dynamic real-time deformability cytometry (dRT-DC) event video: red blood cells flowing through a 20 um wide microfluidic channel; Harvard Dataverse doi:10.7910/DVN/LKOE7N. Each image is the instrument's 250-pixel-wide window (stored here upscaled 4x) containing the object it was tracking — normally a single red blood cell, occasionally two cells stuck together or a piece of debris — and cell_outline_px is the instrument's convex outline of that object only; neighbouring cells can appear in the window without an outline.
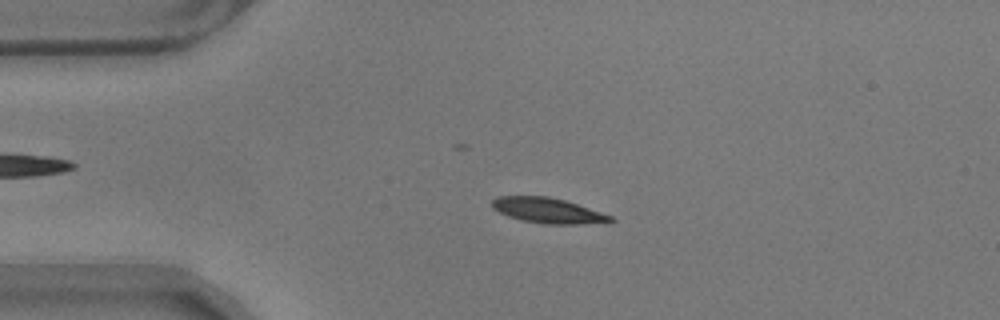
{"species": "common noctule bat (a hibernating species)", "species_latin": "Nyctalus noctula", "temperature_condition": "warm", "stored_images_in_passage": 56, "camera_frame_rate_fps": 3000, "um_per_image_px": 0.085, "animal": {"sex": "male", "body_mass_g": 17.9}, "frame": {"image": 1, "passage_image": 12, "time_ms": 3.667, "image_size_px": [1000, 320], "cell_outline_px": [[616, 220], [612, 224], [544, 224], [524, 220], [508, 216], [492, 208], [492, 200], [496, 196], [548, 196], [564, 200], [612, 216]], "centroid_in_image_um": [46.64, 17.91], "position_along_channel_um": 38.4, "area_um2": 17.57}}
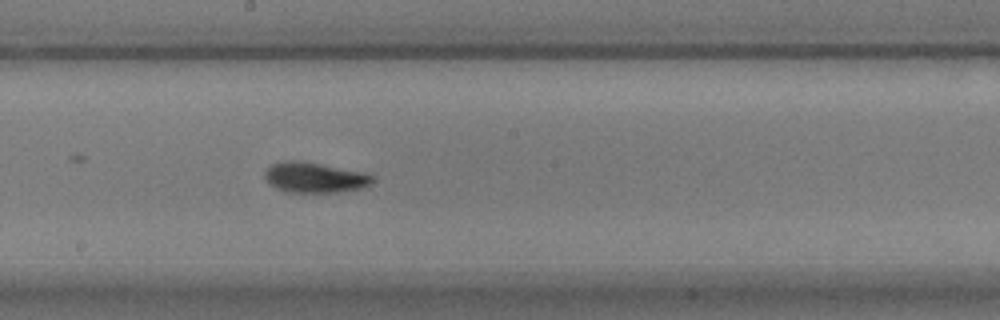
{"frame": {"image": 2, "passage_image": 30, "time_ms": 9.667, "image_size_px": [1000, 320], "cell_outline_px": [[372, 184], [360, 188], [340, 192], [284, 192], [268, 184], [264, 176], [264, 172], [272, 164], [288, 160], [300, 160], [364, 172], [372, 176]], "centroid_in_image_um": [26.7, 15.09], "position_along_channel_um": 221.5, "area_um2": 19.07}}
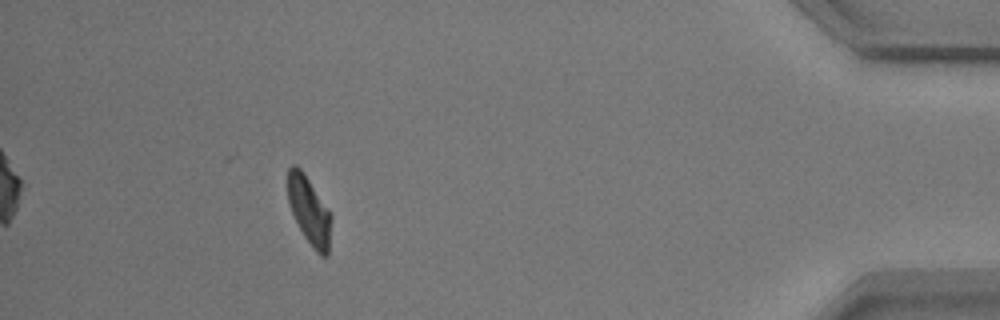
{"frame": {"image": 3, "passage_image": 51, "time_ms": 16.667, "image_size_px": [1000, 320], "cell_outline_px": [[332, 216], [328, 256], [320, 256], [312, 248], [304, 236], [292, 212], [288, 200], [288, 168], [292, 164], [296, 164], [304, 172], [328, 208]], "centroid_in_image_um": [26.3, 17.9], "position_along_channel_um": 408.9, "area_um2": 17.22}, "authors_computed_cell_mechanics": {"area_um2": 17.629, "velocity_mm_per_s": 3.508, "shape_relaxation_time_tau1_ms": 3.163, "shape_relaxation_time_tau2_ms": 2.6137, "deformation_change_tau1": 0.1314, "deformation_change_tau2": 0.0654}}